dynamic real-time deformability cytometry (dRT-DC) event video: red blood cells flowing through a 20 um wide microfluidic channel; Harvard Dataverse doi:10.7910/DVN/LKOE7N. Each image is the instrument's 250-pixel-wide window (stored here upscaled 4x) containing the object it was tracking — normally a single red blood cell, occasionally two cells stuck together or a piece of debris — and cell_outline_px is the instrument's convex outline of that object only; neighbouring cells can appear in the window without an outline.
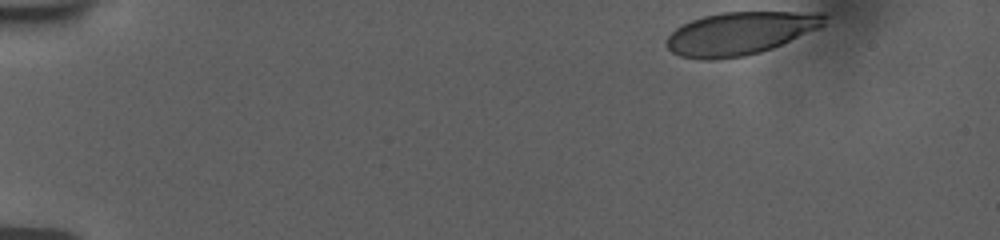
{"species": "human", "species_latin": "Homo sapiens", "temperature_condition": "room temperature", "stored_images_in_passage": 9, "camera_frame_rate_fps": 3000, "um_per_image_px": 0.085, "donor": {"sex": "female"}, "frame": {"image": 1, "passage_image": 1, "time_ms": 0.0, "image_size_px": [1000, 240], "cell_outline_px": [[828, 16], [824, 24], [820, 28], [772, 48], [760, 52], [744, 56], [712, 60], [708, 60], [680, 56], [672, 52], [664, 44], [664, 40], [676, 28], [692, 20], [704, 16], [720, 12], [820, 12]], "centroid_in_image_um": [62.91, 2.83], "position_along_channel_um": 22.1, "area_um2": 39.48}}
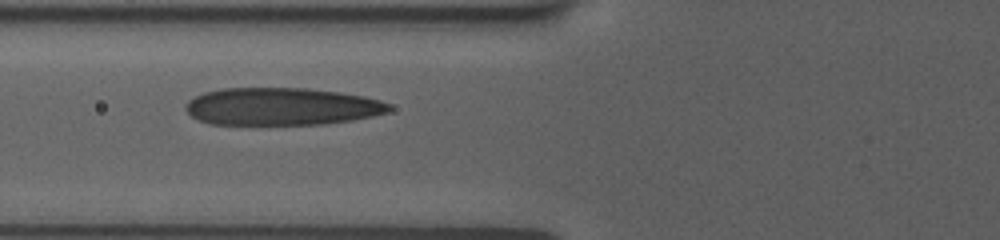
{"frame": {"image": 2, "passage_image": 7, "time_ms": 5.333, "image_size_px": [1000, 240], "cell_outline_px": [[392, 108], [388, 112], [372, 116], [352, 120], [320, 124], [212, 124], [200, 120], [192, 116], [184, 108], [184, 104], [188, 100], [204, 92], [224, 88], [304, 88], [336, 92], [364, 96], [380, 100], [388, 104]], "centroid_in_image_um": [23.91, 9.05], "position_along_channel_um": 101.9, "area_um2": 44.22}}
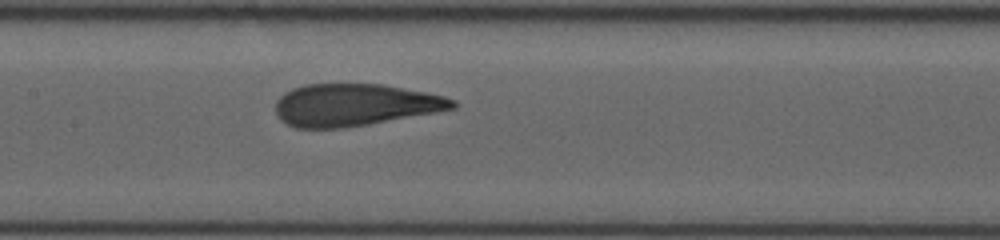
{"frame": {"image": 3, "passage_image": 9, "time_ms": 7.333, "image_size_px": [1000, 240], "cell_outline_px": [[456, 108], [436, 112], [368, 124], [344, 128], [296, 128], [280, 120], [276, 116], [276, 100], [284, 92], [292, 88], [304, 84], [384, 84], [444, 96], [456, 100]], "centroid_in_image_um": [30.12, 8.91], "position_along_channel_um": 177.3, "area_um2": 43.58}}